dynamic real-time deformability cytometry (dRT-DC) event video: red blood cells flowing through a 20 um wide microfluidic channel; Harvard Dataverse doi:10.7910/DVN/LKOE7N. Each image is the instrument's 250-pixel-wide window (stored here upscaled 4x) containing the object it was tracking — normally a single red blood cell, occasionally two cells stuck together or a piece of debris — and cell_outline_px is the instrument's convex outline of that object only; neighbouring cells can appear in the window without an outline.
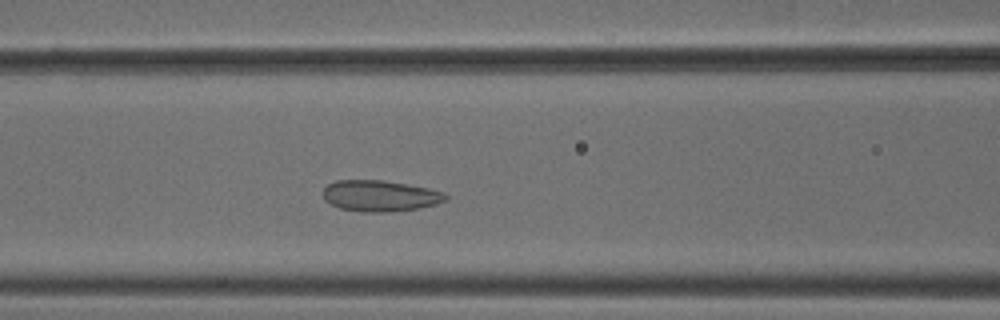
{"species": "common noctule bat (a hibernating species)", "species_latin": "Nyctalus noctula", "temperature_condition": "cold", "stored_images_in_passage": 29, "camera_frame_rate_fps": 3000, "um_per_image_px": 0.085, "animal": {"sex": "male", "body_mass_g": 18.8}, "frame": {"image": 1, "passage_image": 7, "time_ms": 2.0, "image_size_px": [1000, 320], "cell_outline_px": [[448, 200], [436, 204], [420, 208], [388, 212], [364, 212], [340, 208], [324, 200], [324, 188], [328, 184], [336, 180], [384, 180], [408, 184], [428, 188], [444, 192], [448, 196]], "centroid_in_image_um": [32.34, 16.64], "position_along_channel_um": 134.3, "area_um2": 22.31}}
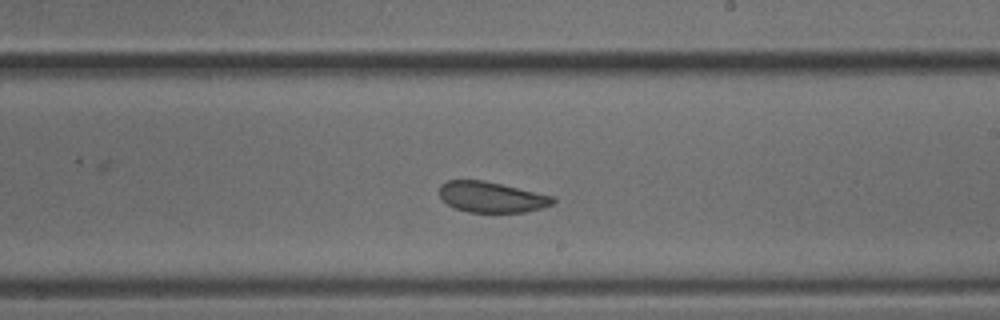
{"frame": {"image": 2, "passage_image": 16, "time_ms": 5.0, "image_size_px": [1000, 320], "cell_outline_px": [[556, 200], [552, 204], [544, 208], [524, 212], [468, 212], [456, 208], [448, 204], [440, 196], [440, 184], [448, 180], [480, 180], [500, 184], [552, 196]], "centroid_in_image_um": [41.77, 16.76], "position_along_channel_um": 247.2, "area_um2": 20.0}}
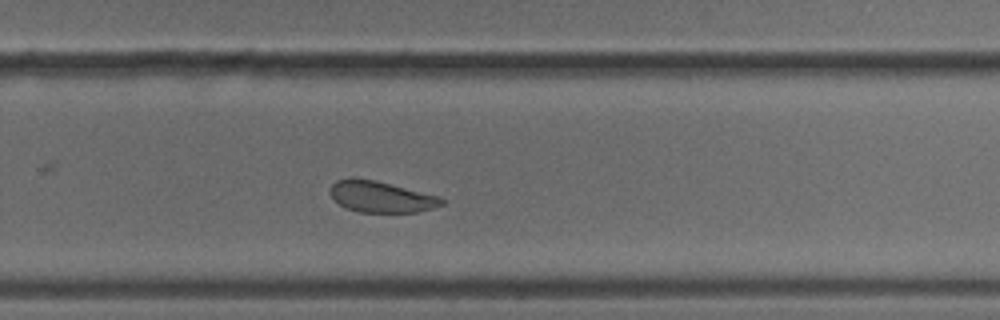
{"frame": {"image": 3, "passage_image": 20, "time_ms": 6.333, "image_size_px": [1000, 320], "cell_outline_px": [[444, 204], [420, 212], [360, 212], [344, 208], [328, 192], [328, 188], [336, 180], [352, 176], [376, 180], [440, 196], [444, 200]], "centroid_in_image_um": [32.36, 16.7], "position_along_channel_um": 297.4, "area_um2": 20.63}, "authors_computed_cell_mechanics": {"area_um2": 21.4438, "velocity_mm_per_s": 3.7705, "shape_relaxation_time_tau1_ms": null, "shape_relaxation_time_tau2_ms": 1.8621, "deformation_change_tau1": null, "deformation_change_tau2": 0.0541}}